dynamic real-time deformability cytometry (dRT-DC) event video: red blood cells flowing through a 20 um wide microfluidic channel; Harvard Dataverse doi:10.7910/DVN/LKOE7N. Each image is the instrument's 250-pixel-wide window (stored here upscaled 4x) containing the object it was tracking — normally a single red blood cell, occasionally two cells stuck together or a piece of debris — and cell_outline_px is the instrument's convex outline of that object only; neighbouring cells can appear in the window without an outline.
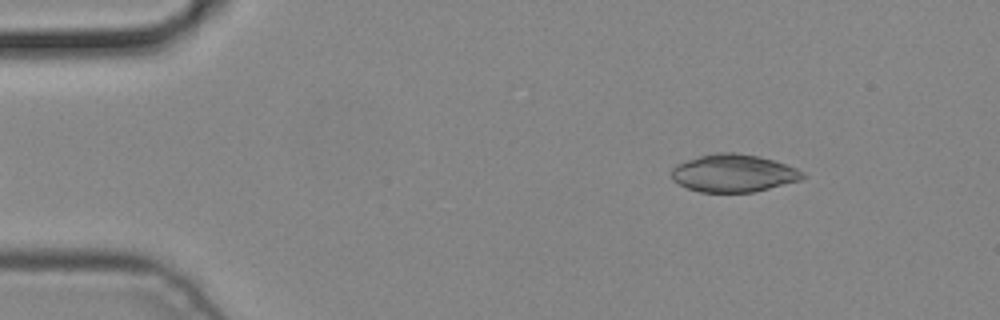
{"species": "common noctule bat (a hibernating species)", "species_latin": "Nyctalus noctula", "temperature_condition": "cold", "stored_images_in_passage": 5, "camera_frame_rate_fps": 3000, "um_per_image_px": 0.085, "animal": {"sex": "male", "body_mass_g": 19.2, "forearm_length_mm": 51.8}, "frame": {"image": 1, "passage_image": 5, "time_ms": 1.333, "image_size_px": [1000, 320], "cell_outline_px": [[804, 176], [800, 180], [752, 192], [700, 192], [688, 188], [672, 180], [672, 168], [676, 164], [700, 156], [716, 152], [736, 152], [760, 156], [796, 168], [804, 172]], "centroid_in_image_um": [62.32, 14.71], "position_along_channel_um": 22.7, "area_um2": 28.55}}